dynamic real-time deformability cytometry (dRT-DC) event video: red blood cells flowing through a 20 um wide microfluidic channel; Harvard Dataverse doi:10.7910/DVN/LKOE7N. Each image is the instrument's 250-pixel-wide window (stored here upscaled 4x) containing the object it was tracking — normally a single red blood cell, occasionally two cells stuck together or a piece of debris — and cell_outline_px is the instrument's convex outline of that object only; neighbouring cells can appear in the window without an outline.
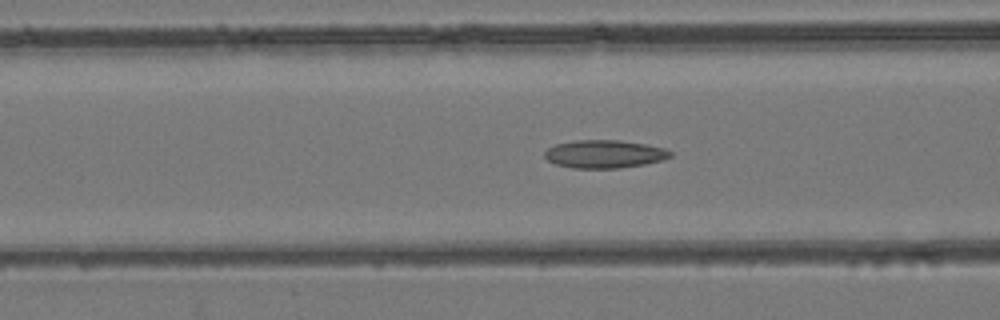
{"species": "common noctule bat (a hibernating species)", "species_latin": "Nyctalus noctula", "temperature_condition": "room temperature", "stored_images_in_passage": 49, "camera_frame_rate_fps": 3000, "um_per_image_px": 0.085, "animal": {"sex": "female", "body_mass_g": 24.6, "forearm_length_mm": 56.2}, "frame": {"image": 1, "passage_image": 19, "time_ms": 6.0, "image_size_px": [1000, 320], "cell_outline_px": [[672, 156], [664, 160], [644, 164], [620, 168], [572, 168], [556, 164], [548, 160], [544, 156], [544, 152], [548, 148], [556, 144], [576, 140], [620, 140], [648, 144], [664, 148], [672, 152]], "centroid_in_image_um": [51.4, 13.09], "position_along_channel_um": 115.2, "area_um2": 20.63}}
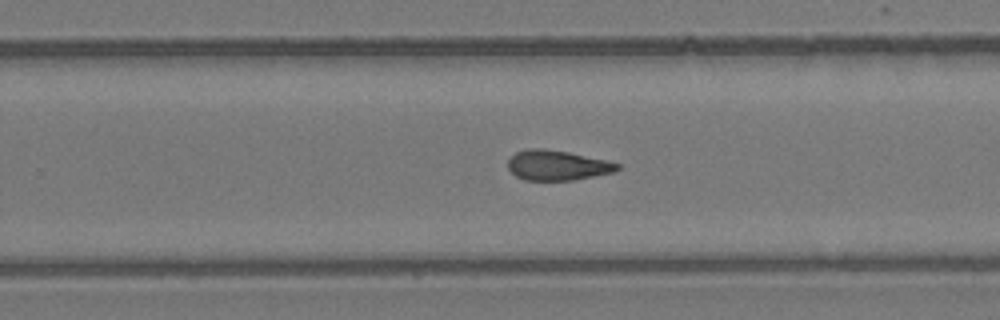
{"frame": {"image": 2, "passage_image": 31, "time_ms": 10.0, "image_size_px": [1000, 320], "cell_outline_px": [[620, 168], [612, 172], [572, 180], [524, 180], [516, 176], [508, 168], [508, 160], [516, 152], [528, 148], [544, 148], [568, 152], [608, 160], [620, 164]], "centroid_in_image_um": [47.35, 14.04], "position_along_channel_um": 282.4, "area_um2": 19.07}}
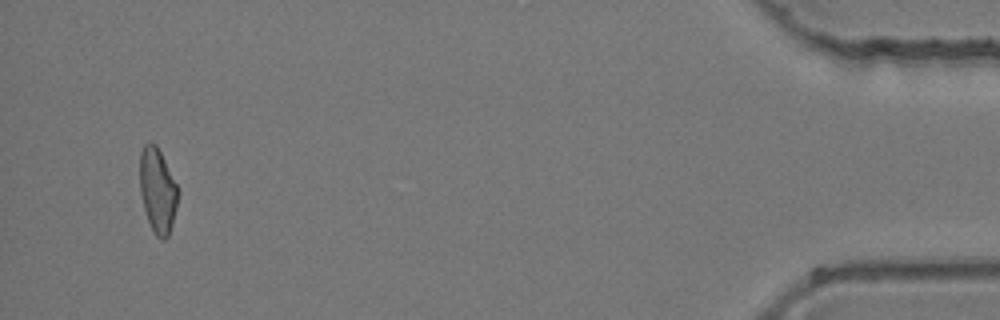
{"frame": {"image": 3, "passage_image": 47, "time_ms": 15.333, "image_size_px": [1000, 320], "cell_outline_px": [[176, 208], [172, 224], [168, 236], [164, 240], [160, 240], [152, 232], [144, 208], [140, 192], [140, 152], [144, 144], [148, 140], [152, 140], [156, 144], [176, 184]], "centroid_in_image_um": [13.36, 16.18], "position_along_channel_um": 421.8, "area_um2": 18.61}}